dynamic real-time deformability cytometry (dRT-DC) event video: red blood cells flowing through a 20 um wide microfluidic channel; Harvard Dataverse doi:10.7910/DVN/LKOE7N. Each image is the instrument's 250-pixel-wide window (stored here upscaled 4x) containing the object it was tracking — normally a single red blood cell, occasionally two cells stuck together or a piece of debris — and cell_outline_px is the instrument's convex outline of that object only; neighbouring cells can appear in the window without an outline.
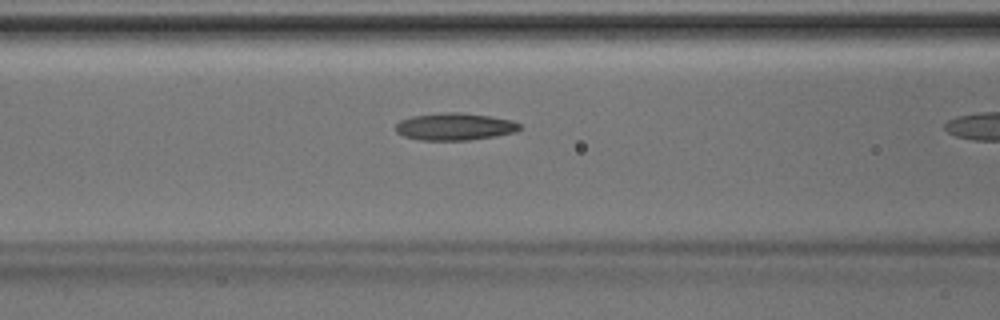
{"species": "Egyptian fruit bat (a non-hibernating species)", "species_latin": "Rousettus aegyptiacus", "temperature_condition": "room temperature", "stored_images_in_passage": 7, "camera_frame_rate_fps": 3000, "um_per_image_px": 0.085, "animal": {"sex": "male"}, "frame": {"image": 1, "passage_image": 6, "time_ms": 1.667, "image_size_px": [1000, 320], "cell_outline_px": [[520, 128], [516, 132], [468, 140], [420, 140], [404, 136], [396, 132], [396, 124], [400, 120], [412, 116], [440, 112], [460, 112], [488, 116], [512, 120], [520, 124]], "centroid_in_image_um": [38.62, 10.75], "position_along_channel_um": 128.0, "area_um2": 19.59}}